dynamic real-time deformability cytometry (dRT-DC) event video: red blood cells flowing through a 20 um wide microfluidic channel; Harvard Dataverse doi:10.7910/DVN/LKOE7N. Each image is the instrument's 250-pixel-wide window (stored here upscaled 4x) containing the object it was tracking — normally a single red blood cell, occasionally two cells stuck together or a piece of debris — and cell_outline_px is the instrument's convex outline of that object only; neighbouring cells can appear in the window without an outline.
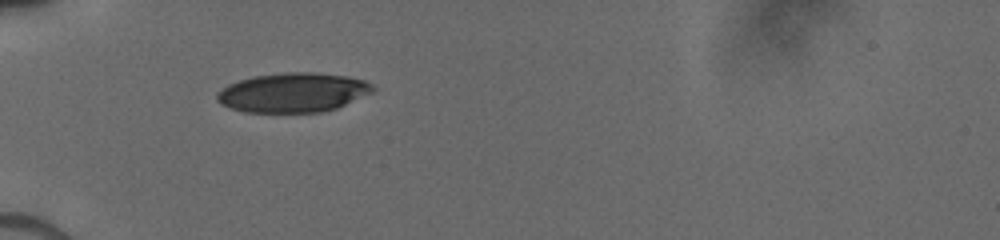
{"species": "human", "species_latin": "Homo sapiens", "temperature_condition": "cold", "stored_images_in_passage": 34, "camera_frame_rate_fps": 3000, "um_per_image_px": 0.085, "donor": {"sex": "male"}, "frame": {"image": 1, "passage_image": 1, "time_ms": 0.0, "image_size_px": [1000, 240], "cell_outline_px": [[376, 88], [372, 92], [336, 108], [324, 112], [244, 112], [220, 104], [216, 100], [216, 92], [228, 84], [252, 76], [288, 72], [312, 72], [348, 76], [364, 80], [372, 84]], "centroid_in_image_um": [24.89, 7.86], "position_along_channel_um": 60.1, "area_um2": 35.84}}
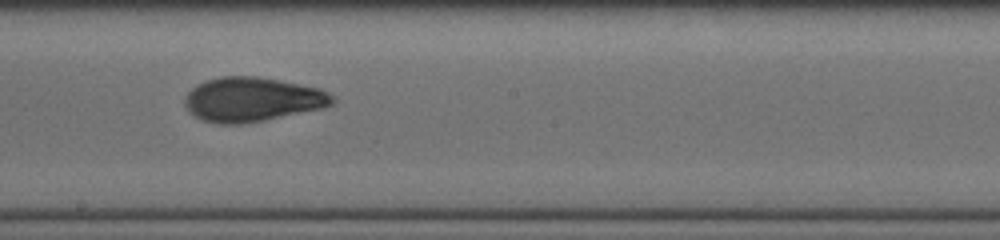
{"frame": {"image": 2, "passage_image": 20, "time_ms": 4.333, "image_size_px": [1000, 240], "cell_outline_px": [[336, 100], [332, 104], [320, 108], [264, 120], [240, 124], [220, 124], [204, 120], [188, 112], [184, 104], [184, 96], [192, 88], [208, 80], [220, 76], [256, 76], [280, 80], [320, 88], [328, 92]], "centroid_in_image_um": [21.42, 8.44], "position_along_channel_um": 226.8, "area_um2": 37.86}}
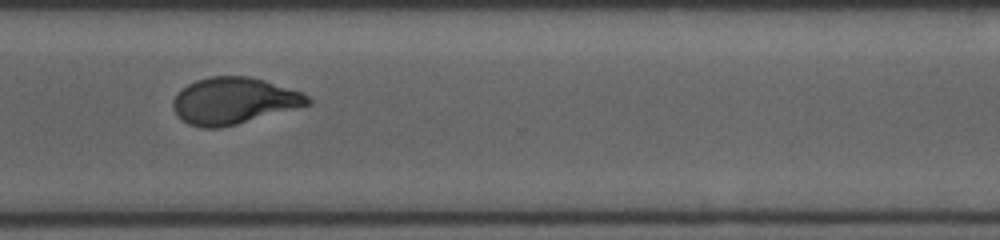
{"frame": {"image": 3, "passage_image": 33, "time_ms": 7.333, "image_size_px": [1000, 240], "cell_outline_px": [[312, 104], [236, 124], [220, 128], [204, 128], [188, 124], [172, 108], [172, 100], [188, 84], [196, 80], [212, 76], [248, 76], [264, 80], [304, 92], [312, 100]], "centroid_in_image_um": [19.91, 8.56], "position_along_channel_um": 350.7, "area_um2": 36.36}}